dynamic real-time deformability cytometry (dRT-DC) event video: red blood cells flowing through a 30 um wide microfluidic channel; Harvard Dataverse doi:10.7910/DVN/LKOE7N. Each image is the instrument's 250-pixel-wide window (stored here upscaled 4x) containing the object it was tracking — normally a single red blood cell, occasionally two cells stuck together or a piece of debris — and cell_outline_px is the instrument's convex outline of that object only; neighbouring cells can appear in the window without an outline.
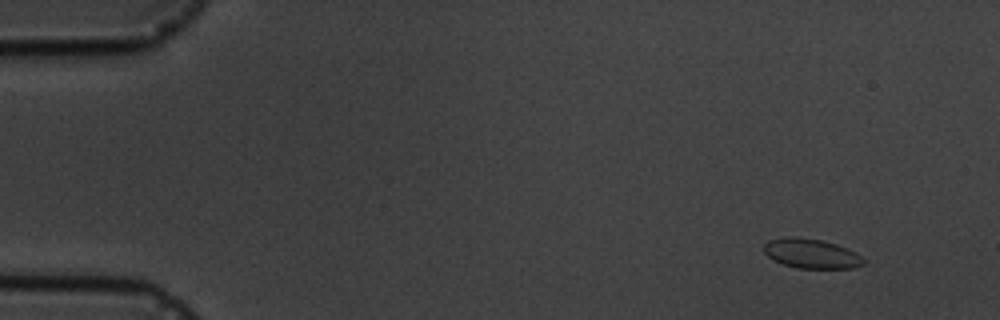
{"species": "common noctule bat (a hibernating species)", "species_latin": "Nyctalus noctula", "temperature_condition": "cold", "stored_images_in_passage": 10, "camera_frame_rate_fps": 3000, "um_per_image_px": 0.085, "animal": {"sex": "male", "body_mass_g": 19.5, "forearm_length_mm": 54.6}, "frame": {"image": 1, "passage_image": 1, "time_ms": 0.0, "image_size_px": [1000, 320], "cell_outline_px": [[864, 264], [852, 268], [796, 268], [784, 264], [768, 256], [764, 252], [764, 244], [768, 240], [784, 236], [796, 236], [820, 240], [836, 244], [848, 248], [856, 252], [864, 260]], "centroid_in_image_um": [68.95, 21.54], "position_along_channel_um": 16.1, "area_um2": 17.17}}
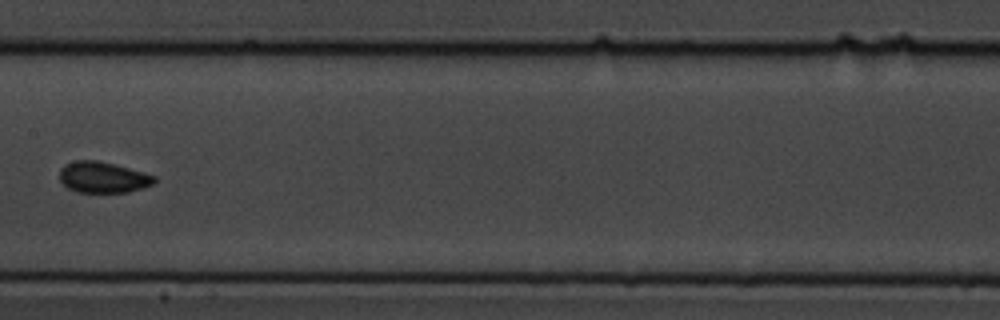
{"frame": {"image": 2, "passage_image": 7, "time_ms": 8.0, "image_size_px": [1000, 320], "cell_outline_px": [[156, 180], [152, 184], [144, 188], [128, 192], [76, 192], [68, 188], [60, 180], [60, 168], [64, 164], [76, 160], [96, 160], [144, 172], [156, 176]], "centroid_in_image_um": [8.75, 15.07], "position_along_channel_um": 198.7, "area_um2": 17.11}}
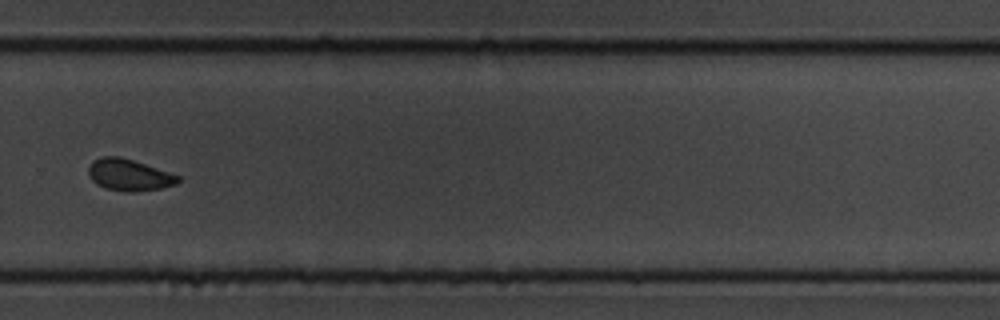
{"frame": {"image": 3, "passage_image": 10, "time_ms": 11.333, "image_size_px": [1000, 320], "cell_outline_px": [[180, 180], [176, 184], [160, 188], [136, 192], [128, 192], [104, 188], [96, 184], [88, 176], [88, 168], [92, 160], [104, 156], [120, 156], [180, 176]], "centroid_in_image_um": [10.93, 14.87], "position_along_channel_um": 318.9, "area_um2": 16.47}}